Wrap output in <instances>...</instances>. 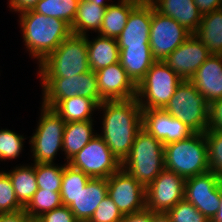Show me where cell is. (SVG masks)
Wrapping results in <instances>:
<instances>
[{
    "label": "cell",
    "mask_w": 222,
    "mask_h": 222,
    "mask_svg": "<svg viewBox=\"0 0 222 222\" xmlns=\"http://www.w3.org/2000/svg\"><path fill=\"white\" fill-rule=\"evenodd\" d=\"M103 134L100 135L113 155L122 162L129 156L134 139L142 129V108L137 98L103 101Z\"/></svg>",
    "instance_id": "obj_1"
},
{
    "label": "cell",
    "mask_w": 222,
    "mask_h": 222,
    "mask_svg": "<svg viewBox=\"0 0 222 222\" xmlns=\"http://www.w3.org/2000/svg\"><path fill=\"white\" fill-rule=\"evenodd\" d=\"M20 25L27 51L39 64L72 34L65 21L33 10L20 13Z\"/></svg>",
    "instance_id": "obj_2"
},
{
    "label": "cell",
    "mask_w": 222,
    "mask_h": 222,
    "mask_svg": "<svg viewBox=\"0 0 222 222\" xmlns=\"http://www.w3.org/2000/svg\"><path fill=\"white\" fill-rule=\"evenodd\" d=\"M164 167L184 179L209 172L205 133L164 145Z\"/></svg>",
    "instance_id": "obj_3"
},
{
    "label": "cell",
    "mask_w": 222,
    "mask_h": 222,
    "mask_svg": "<svg viewBox=\"0 0 222 222\" xmlns=\"http://www.w3.org/2000/svg\"><path fill=\"white\" fill-rule=\"evenodd\" d=\"M121 167L146 188L165 168L164 145L142 128Z\"/></svg>",
    "instance_id": "obj_4"
},
{
    "label": "cell",
    "mask_w": 222,
    "mask_h": 222,
    "mask_svg": "<svg viewBox=\"0 0 222 222\" xmlns=\"http://www.w3.org/2000/svg\"><path fill=\"white\" fill-rule=\"evenodd\" d=\"M40 78H68L90 71L86 36L71 34L39 64Z\"/></svg>",
    "instance_id": "obj_5"
},
{
    "label": "cell",
    "mask_w": 222,
    "mask_h": 222,
    "mask_svg": "<svg viewBox=\"0 0 222 222\" xmlns=\"http://www.w3.org/2000/svg\"><path fill=\"white\" fill-rule=\"evenodd\" d=\"M185 123L194 133H205L208 126L209 104L190 80H183L163 108Z\"/></svg>",
    "instance_id": "obj_6"
},
{
    "label": "cell",
    "mask_w": 222,
    "mask_h": 222,
    "mask_svg": "<svg viewBox=\"0 0 222 222\" xmlns=\"http://www.w3.org/2000/svg\"><path fill=\"white\" fill-rule=\"evenodd\" d=\"M182 81L165 62L156 61L137 85L139 105L142 109H163Z\"/></svg>",
    "instance_id": "obj_7"
},
{
    "label": "cell",
    "mask_w": 222,
    "mask_h": 222,
    "mask_svg": "<svg viewBox=\"0 0 222 222\" xmlns=\"http://www.w3.org/2000/svg\"><path fill=\"white\" fill-rule=\"evenodd\" d=\"M41 80L44 107L49 108L55 102H61L76 95L94 99L99 105L103 102L96 74L92 70L68 78H41Z\"/></svg>",
    "instance_id": "obj_8"
},
{
    "label": "cell",
    "mask_w": 222,
    "mask_h": 222,
    "mask_svg": "<svg viewBox=\"0 0 222 222\" xmlns=\"http://www.w3.org/2000/svg\"><path fill=\"white\" fill-rule=\"evenodd\" d=\"M36 132L29 140L34 163H54L59 149L63 150V133L66 122L51 108L42 106Z\"/></svg>",
    "instance_id": "obj_9"
},
{
    "label": "cell",
    "mask_w": 222,
    "mask_h": 222,
    "mask_svg": "<svg viewBox=\"0 0 222 222\" xmlns=\"http://www.w3.org/2000/svg\"><path fill=\"white\" fill-rule=\"evenodd\" d=\"M90 178H109L121 168V163L113 155L103 138L96 136L68 162Z\"/></svg>",
    "instance_id": "obj_10"
},
{
    "label": "cell",
    "mask_w": 222,
    "mask_h": 222,
    "mask_svg": "<svg viewBox=\"0 0 222 222\" xmlns=\"http://www.w3.org/2000/svg\"><path fill=\"white\" fill-rule=\"evenodd\" d=\"M192 33L171 17L162 15L152 5L149 45L156 61H164Z\"/></svg>",
    "instance_id": "obj_11"
},
{
    "label": "cell",
    "mask_w": 222,
    "mask_h": 222,
    "mask_svg": "<svg viewBox=\"0 0 222 222\" xmlns=\"http://www.w3.org/2000/svg\"><path fill=\"white\" fill-rule=\"evenodd\" d=\"M222 179L213 172H206L185 179L184 199L211 220L218 212Z\"/></svg>",
    "instance_id": "obj_12"
},
{
    "label": "cell",
    "mask_w": 222,
    "mask_h": 222,
    "mask_svg": "<svg viewBox=\"0 0 222 222\" xmlns=\"http://www.w3.org/2000/svg\"><path fill=\"white\" fill-rule=\"evenodd\" d=\"M108 196L123 215L146 209V188L122 167L109 178Z\"/></svg>",
    "instance_id": "obj_13"
},
{
    "label": "cell",
    "mask_w": 222,
    "mask_h": 222,
    "mask_svg": "<svg viewBox=\"0 0 222 222\" xmlns=\"http://www.w3.org/2000/svg\"><path fill=\"white\" fill-rule=\"evenodd\" d=\"M184 184L182 176L164 168L146 187V209L167 212L184 199Z\"/></svg>",
    "instance_id": "obj_14"
},
{
    "label": "cell",
    "mask_w": 222,
    "mask_h": 222,
    "mask_svg": "<svg viewBox=\"0 0 222 222\" xmlns=\"http://www.w3.org/2000/svg\"><path fill=\"white\" fill-rule=\"evenodd\" d=\"M211 55L208 48L192 34L168 55L163 62L183 80H190L198 68Z\"/></svg>",
    "instance_id": "obj_15"
},
{
    "label": "cell",
    "mask_w": 222,
    "mask_h": 222,
    "mask_svg": "<svg viewBox=\"0 0 222 222\" xmlns=\"http://www.w3.org/2000/svg\"><path fill=\"white\" fill-rule=\"evenodd\" d=\"M142 128L163 145L186 139L194 133L163 109H142Z\"/></svg>",
    "instance_id": "obj_16"
},
{
    "label": "cell",
    "mask_w": 222,
    "mask_h": 222,
    "mask_svg": "<svg viewBox=\"0 0 222 222\" xmlns=\"http://www.w3.org/2000/svg\"><path fill=\"white\" fill-rule=\"evenodd\" d=\"M103 101L128 100L137 95V85L128 76L120 61L95 72Z\"/></svg>",
    "instance_id": "obj_17"
},
{
    "label": "cell",
    "mask_w": 222,
    "mask_h": 222,
    "mask_svg": "<svg viewBox=\"0 0 222 222\" xmlns=\"http://www.w3.org/2000/svg\"><path fill=\"white\" fill-rule=\"evenodd\" d=\"M152 4L139 3L130 13L125 28L117 38L118 47L150 46Z\"/></svg>",
    "instance_id": "obj_18"
},
{
    "label": "cell",
    "mask_w": 222,
    "mask_h": 222,
    "mask_svg": "<svg viewBox=\"0 0 222 222\" xmlns=\"http://www.w3.org/2000/svg\"><path fill=\"white\" fill-rule=\"evenodd\" d=\"M190 81L208 104L222 99V55L209 56Z\"/></svg>",
    "instance_id": "obj_19"
},
{
    "label": "cell",
    "mask_w": 222,
    "mask_h": 222,
    "mask_svg": "<svg viewBox=\"0 0 222 222\" xmlns=\"http://www.w3.org/2000/svg\"><path fill=\"white\" fill-rule=\"evenodd\" d=\"M108 195L105 178H91L68 206L78 222H88L101 201Z\"/></svg>",
    "instance_id": "obj_20"
},
{
    "label": "cell",
    "mask_w": 222,
    "mask_h": 222,
    "mask_svg": "<svg viewBox=\"0 0 222 222\" xmlns=\"http://www.w3.org/2000/svg\"><path fill=\"white\" fill-rule=\"evenodd\" d=\"M151 4L156 11L173 18L192 34L198 30L202 14L194 0H153Z\"/></svg>",
    "instance_id": "obj_21"
},
{
    "label": "cell",
    "mask_w": 222,
    "mask_h": 222,
    "mask_svg": "<svg viewBox=\"0 0 222 222\" xmlns=\"http://www.w3.org/2000/svg\"><path fill=\"white\" fill-rule=\"evenodd\" d=\"M121 66L132 81L138 85L146 72L156 62L152 56L150 46L119 47Z\"/></svg>",
    "instance_id": "obj_22"
},
{
    "label": "cell",
    "mask_w": 222,
    "mask_h": 222,
    "mask_svg": "<svg viewBox=\"0 0 222 222\" xmlns=\"http://www.w3.org/2000/svg\"><path fill=\"white\" fill-rule=\"evenodd\" d=\"M86 41L90 70L96 72L119 62L120 50L117 39L99 35L90 41L86 35Z\"/></svg>",
    "instance_id": "obj_23"
},
{
    "label": "cell",
    "mask_w": 222,
    "mask_h": 222,
    "mask_svg": "<svg viewBox=\"0 0 222 222\" xmlns=\"http://www.w3.org/2000/svg\"><path fill=\"white\" fill-rule=\"evenodd\" d=\"M119 2L107 6L99 35L117 39L125 28L131 11L139 4L134 0H119Z\"/></svg>",
    "instance_id": "obj_24"
},
{
    "label": "cell",
    "mask_w": 222,
    "mask_h": 222,
    "mask_svg": "<svg viewBox=\"0 0 222 222\" xmlns=\"http://www.w3.org/2000/svg\"><path fill=\"white\" fill-rule=\"evenodd\" d=\"M194 35L211 54L222 55V8L204 14Z\"/></svg>",
    "instance_id": "obj_25"
},
{
    "label": "cell",
    "mask_w": 222,
    "mask_h": 222,
    "mask_svg": "<svg viewBox=\"0 0 222 222\" xmlns=\"http://www.w3.org/2000/svg\"><path fill=\"white\" fill-rule=\"evenodd\" d=\"M99 104L94 99L76 95L53 103V109L66 123L75 121L93 120L92 111L98 109Z\"/></svg>",
    "instance_id": "obj_26"
},
{
    "label": "cell",
    "mask_w": 222,
    "mask_h": 222,
    "mask_svg": "<svg viewBox=\"0 0 222 222\" xmlns=\"http://www.w3.org/2000/svg\"><path fill=\"white\" fill-rule=\"evenodd\" d=\"M92 121H75L65 124L62 151L66 154L67 162L96 136L93 133Z\"/></svg>",
    "instance_id": "obj_27"
},
{
    "label": "cell",
    "mask_w": 222,
    "mask_h": 222,
    "mask_svg": "<svg viewBox=\"0 0 222 222\" xmlns=\"http://www.w3.org/2000/svg\"><path fill=\"white\" fill-rule=\"evenodd\" d=\"M107 6H99L93 2L80 0L78 10L73 20L72 34L86 36V32H99Z\"/></svg>",
    "instance_id": "obj_28"
},
{
    "label": "cell",
    "mask_w": 222,
    "mask_h": 222,
    "mask_svg": "<svg viewBox=\"0 0 222 222\" xmlns=\"http://www.w3.org/2000/svg\"><path fill=\"white\" fill-rule=\"evenodd\" d=\"M18 202L25 207L38 190L35 169L33 166H18L7 172Z\"/></svg>",
    "instance_id": "obj_29"
},
{
    "label": "cell",
    "mask_w": 222,
    "mask_h": 222,
    "mask_svg": "<svg viewBox=\"0 0 222 222\" xmlns=\"http://www.w3.org/2000/svg\"><path fill=\"white\" fill-rule=\"evenodd\" d=\"M90 179L88 175L79 169L72 167L68 163L64 164L60 189L62 204L68 207L80 190L86 187Z\"/></svg>",
    "instance_id": "obj_30"
},
{
    "label": "cell",
    "mask_w": 222,
    "mask_h": 222,
    "mask_svg": "<svg viewBox=\"0 0 222 222\" xmlns=\"http://www.w3.org/2000/svg\"><path fill=\"white\" fill-rule=\"evenodd\" d=\"M79 2L80 0H40L33 11L59 18L72 26Z\"/></svg>",
    "instance_id": "obj_31"
},
{
    "label": "cell",
    "mask_w": 222,
    "mask_h": 222,
    "mask_svg": "<svg viewBox=\"0 0 222 222\" xmlns=\"http://www.w3.org/2000/svg\"><path fill=\"white\" fill-rule=\"evenodd\" d=\"M60 192L38 189L24 207L31 219H38L42 214L62 206Z\"/></svg>",
    "instance_id": "obj_32"
},
{
    "label": "cell",
    "mask_w": 222,
    "mask_h": 222,
    "mask_svg": "<svg viewBox=\"0 0 222 222\" xmlns=\"http://www.w3.org/2000/svg\"><path fill=\"white\" fill-rule=\"evenodd\" d=\"M54 165V163H34L38 189L60 192L64 166Z\"/></svg>",
    "instance_id": "obj_33"
},
{
    "label": "cell",
    "mask_w": 222,
    "mask_h": 222,
    "mask_svg": "<svg viewBox=\"0 0 222 222\" xmlns=\"http://www.w3.org/2000/svg\"><path fill=\"white\" fill-rule=\"evenodd\" d=\"M208 148L209 171L222 179V131L205 132Z\"/></svg>",
    "instance_id": "obj_34"
},
{
    "label": "cell",
    "mask_w": 222,
    "mask_h": 222,
    "mask_svg": "<svg viewBox=\"0 0 222 222\" xmlns=\"http://www.w3.org/2000/svg\"><path fill=\"white\" fill-rule=\"evenodd\" d=\"M23 135L8 129L0 130V160L15 159L23 147Z\"/></svg>",
    "instance_id": "obj_35"
},
{
    "label": "cell",
    "mask_w": 222,
    "mask_h": 222,
    "mask_svg": "<svg viewBox=\"0 0 222 222\" xmlns=\"http://www.w3.org/2000/svg\"><path fill=\"white\" fill-rule=\"evenodd\" d=\"M24 209L18 202L10 176L7 172H0V214Z\"/></svg>",
    "instance_id": "obj_36"
},
{
    "label": "cell",
    "mask_w": 222,
    "mask_h": 222,
    "mask_svg": "<svg viewBox=\"0 0 222 222\" xmlns=\"http://www.w3.org/2000/svg\"><path fill=\"white\" fill-rule=\"evenodd\" d=\"M171 222H210L192 203L183 199L166 212Z\"/></svg>",
    "instance_id": "obj_37"
},
{
    "label": "cell",
    "mask_w": 222,
    "mask_h": 222,
    "mask_svg": "<svg viewBox=\"0 0 222 222\" xmlns=\"http://www.w3.org/2000/svg\"><path fill=\"white\" fill-rule=\"evenodd\" d=\"M123 217L124 215L107 195L98 205L88 222H121Z\"/></svg>",
    "instance_id": "obj_38"
},
{
    "label": "cell",
    "mask_w": 222,
    "mask_h": 222,
    "mask_svg": "<svg viewBox=\"0 0 222 222\" xmlns=\"http://www.w3.org/2000/svg\"><path fill=\"white\" fill-rule=\"evenodd\" d=\"M39 222H78L67 206H60L42 214L38 219Z\"/></svg>",
    "instance_id": "obj_39"
},
{
    "label": "cell",
    "mask_w": 222,
    "mask_h": 222,
    "mask_svg": "<svg viewBox=\"0 0 222 222\" xmlns=\"http://www.w3.org/2000/svg\"><path fill=\"white\" fill-rule=\"evenodd\" d=\"M222 131V99L209 104L207 131Z\"/></svg>",
    "instance_id": "obj_40"
},
{
    "label": "cell",
    "mask_w": 222,
    "mask_h": 222,
    "mask_svg": "<svg viewBox=\"0 0 222 222\" xmlns=\"http://www.w3.org/2000/svg\"><path fill=\"white\" fill-rule=\"evenodd\" d=\"M30 219V216L24 209L0 214V222H29Z\"/></svg>",
    "instance_id": "obj_41"
},
{
    "label": "cell",
    "mask_w": 222,
    "mask_h": 222,
    "mask_svg": "<svg viewBox=\"0 0 222 222\" xmlns=\"http://www.w3.org/2000/svg\"><path fill=\"white\" fill-rule=\"evenodd\" d=\"M194 3L202 15L222 8V0H194Z\"/></svg>",
    "instance_id": "obj_42"
},
{
    "label": "cell",
    "mask_w": 222,
    "mask_h": 222,
    "mask_svg": "<svg viewBox=\"0 0 222 222\" xmlns=\"http://www.w3.org/2000/svg\"><path fill=\"white\" fill-rule=\"evenodd\" d=\"M40 0H9V7L15 12L22 13L28 10H33Z\"/></svg>",
    "instance_id": "obj_43"
},
{
    "label": "cell",
    "mask_w": 222,
    "mask_h": 222,
    "mask_svg": "<svg viewBox=\"0 0 222 222\" xmlns=\"http://www.w3.org/2000/svg\"><path fill=\"white\" fill-rule=\"evenodd\" d=\"M121 222H152V211L145 209L137 213L124 215Z\"/></svg>",
    "instance_id": "obj_44"
},
{
    "label": "cell",
    "mask_w": 222,
    "mask_h": 222,
    "mask_svg": "<svg viewBox=\"0 0 222 222\" xmlns=\"http://www.w3.org/2000/svg\"><path fill=\"white\" fill-rule=\"evenodd\" d=\"M152 222H171L169 215L166 212H153Z\"/></svg>",
    "instance_id": "obj_45"
},
{
    "label": "cell",
    "mask_w": 222,
    "mask_h": 222,
    "mask_svg": "<svg viewBox=\"0 0 222 222\" xmlns=\"http://www.w3.org/2000/svg\"><path fill=\"white\" fill-rule=\"evenodd\" d=\"M220 206L218 212L214 215V217L210 220V222H222V183H221V194H220Z\"/></svg>",
    "instance_id": "obj_46"
},
{
    "label": "cell",
    "mask_w": 222,
    "mask_h": 222,
    "mask_svg": "<svg viewBox=\"0 0 222 222\" xmlns=\"http://www.w3.org/2000/svg\"><path fill=\"white\" fill-rule=\"evenodd\" d=\"M85 1L93 2V3H95L96 5H99V6H108V5H110V3L108 4L104 0H85Z\"/></svg>",
    "instance_id": "obj_47"
},
{
    "label": "cell",
    "mask_w": 222,
    "mask_h": 222,
    "mask_svg": "<svg viewBox=\"0 0 222 222\" xmlns=\"http://www.w3.org/2000/svg\"><path fill=\"white\" fill-rule=\"evenodd\" d=\"M137 1L139 3H151L153 0H134Z\"/></svg>",
    "instance_id": "obj_48"
},
{
    "label": "cell",
    "mask_w": 222,
    "mask_h": 222,
    "mask_svg": "<svg viewBox=\"0 0 222 222\" xmlns=\"http://www.w3.org/2000/svg\"><path fill=\"white\" fill-rule=\"evenodd\" d=\"M29 222H39L37 219H30Z\"/></svg>",
    "instance_id": "obj_49"
}]
</instances>
